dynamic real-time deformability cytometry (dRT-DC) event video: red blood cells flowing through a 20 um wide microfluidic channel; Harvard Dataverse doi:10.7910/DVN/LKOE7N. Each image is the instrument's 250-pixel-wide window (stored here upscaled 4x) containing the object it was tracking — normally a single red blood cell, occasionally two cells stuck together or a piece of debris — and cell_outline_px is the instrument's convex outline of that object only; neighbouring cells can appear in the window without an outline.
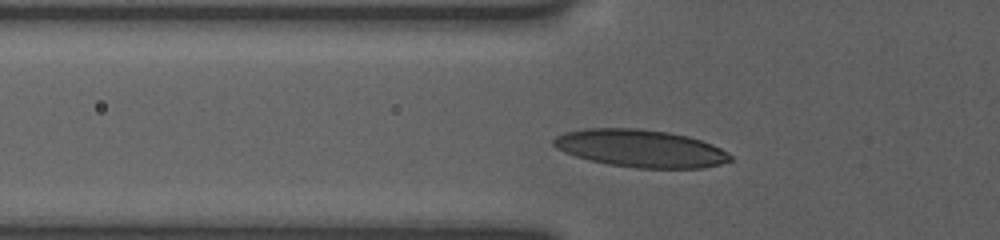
{"species": "human", "species_latin": "Homo sapiens", "temperature_condition": "room temperature", "stored_images_in_passage": 6, "camera_frame_rate_fps": 3000, "um_per_image_px": 0.085, "donor": {"sex": "female"}, "frame": {"image": 1, "passage_image": 4, "time_ms": 1.333, "image_size_px": [1000, 240], "cell_outline_px": [[732, 160], [720, 164], [704, 168], [640, 168], [608, 164], [588, 160], [564, 152], [556, 148], [552, 144], [552, 140], [556, 136], [564, 132], [584, 128], [636, 128], [668, 132], [688, 136], [712, 144], [728, 152], [732, 156]], "centroid_in_image_um": [54.43, 12.61], "position_along_channel_um": 71.4, "area_um2": 38.78}}